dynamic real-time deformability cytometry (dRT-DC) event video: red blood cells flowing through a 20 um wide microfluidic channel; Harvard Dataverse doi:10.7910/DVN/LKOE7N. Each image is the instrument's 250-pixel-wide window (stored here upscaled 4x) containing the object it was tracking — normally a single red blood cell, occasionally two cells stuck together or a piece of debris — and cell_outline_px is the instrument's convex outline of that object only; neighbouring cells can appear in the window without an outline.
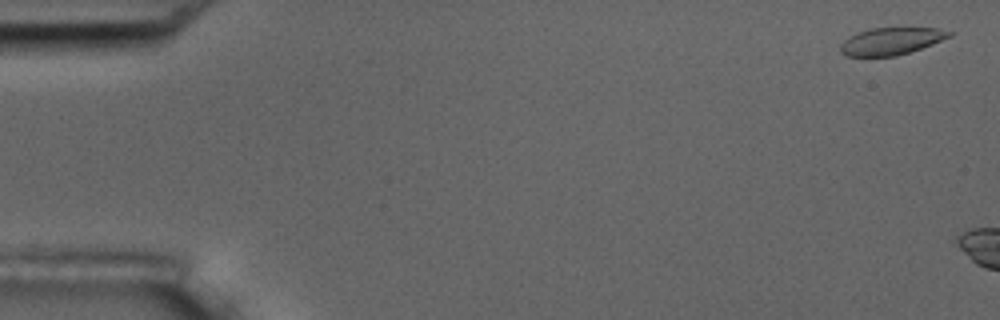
{"species": "common noctule bat (a hibernating species)", "species_latin": "Nyctalus noctula", "temperature_condition": "room temperature", "stored_images_in_passage": 3, "camera_frame_rate_fps": 3000, "um_per_image_px": 0.085, "animal": {"sex": "male", "body_mass_g": 17.5, "forearm_length_mm": 52.3}, "frame": {"image": 1, "passage_image": 1, "time_ms": 0.0, "image_size_px": [1000, 320], "cell_outline_px": [[956, 32], [952, 36], [932, 44], [896, 56], [848, 56], [840, 52], [840, 44], [844, 40], [856, 32], [872, 28], [936, 28]], "centroid_in_image_um": [75.75, 3.49], "position_along_channel_um": 9.2, "area_um2": 17.22}}